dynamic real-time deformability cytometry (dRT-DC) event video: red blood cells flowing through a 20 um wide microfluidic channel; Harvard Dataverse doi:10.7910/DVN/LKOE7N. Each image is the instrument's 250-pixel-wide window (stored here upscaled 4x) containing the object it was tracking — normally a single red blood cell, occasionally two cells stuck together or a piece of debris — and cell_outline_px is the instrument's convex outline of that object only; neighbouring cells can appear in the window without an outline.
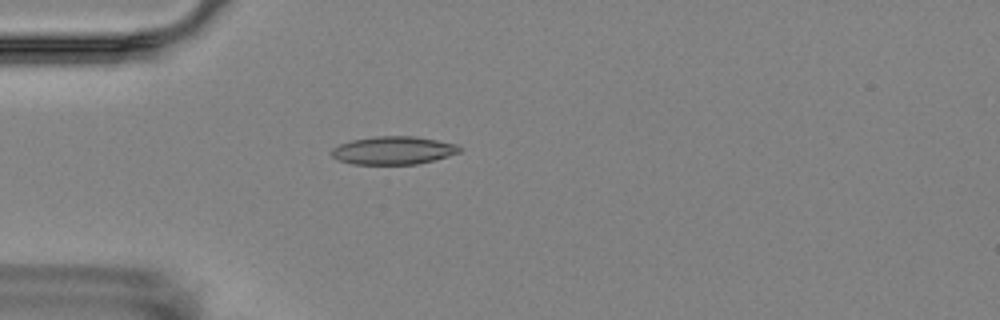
{"species": "Egyptian fruit bat (a non-hibernating species)", "species_latin": "Rousettus aegyptiacus", "temperature_condition": "room temperature", "stored_images_in_passage": 6, "camera_frame_rate_fps": 3000, "um_per_image_px": 0.085, "animal": {"sex": "female"}, "frame": {"image": 1, "passage_image": 5, "time_ms": 4.667, "image_size_px": [1000, 320], "cell_outline_px": [[464, 148], [460, 152], [448, 156], [416, 164], [352, 164], [336, 160], [332, 156], [332, 148], [340, 144], [352, 140], [376, 136], [416, 136], [456, 144]], "centroid_in_image_um": [33.43, 12.78], "position_along_channel_um": 51.6, "area_um2": 20.92}}